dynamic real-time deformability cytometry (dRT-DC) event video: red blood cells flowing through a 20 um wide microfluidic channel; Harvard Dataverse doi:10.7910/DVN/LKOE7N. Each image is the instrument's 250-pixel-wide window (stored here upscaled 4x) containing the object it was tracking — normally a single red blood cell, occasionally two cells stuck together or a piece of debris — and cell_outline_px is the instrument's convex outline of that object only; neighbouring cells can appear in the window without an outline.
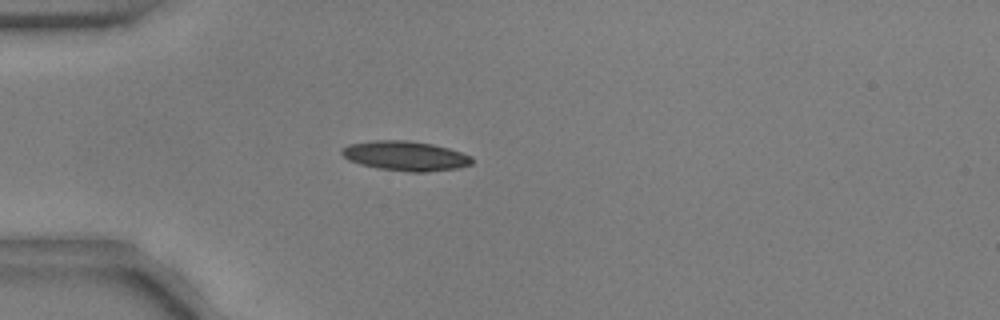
{"species": "common noctule bat (a hibernating species)", "species_latin": "Nyctalus noctula", "temperature_condition": "warm", "stored_images_in_passage": 45, "camera_frame_rate_fps": 3000, "um_per_image_px": 0.085, "animal": {"sex": "male", "body_mass_g": 17.9, "forearm_length_mm": 54.2}, "frame": {"image": 1, "passage_image": 7, "time_ms": 2.0, "image_size_px": [1000, 320], "cell_outline_px": [[472, 164], [460, 168], [424, 172], [412, 172], [376, 168], [360, 164], [348, 160], [340, 152], [348, 144], [372, 140], [408, 140], [432, 144], [448, 148], [472, 156]], "centroid_in_image_um": [34.46, 13.25], "position_along_channel_um": 50.5, "area_um2": 22.54}}
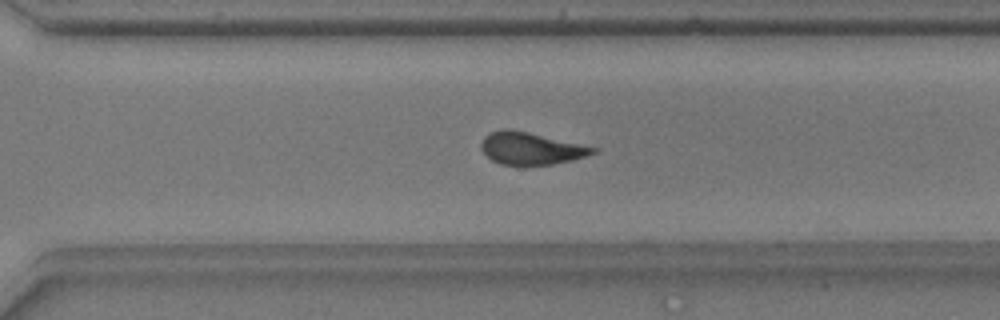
{"frame": {"image": 2, "passage_image": 30, "time_ms": 9.667, "image_size_px": [1000, 320], "cell_outline_px": [[600, 152], [572, 160], [552, 164], [500, 164], [492, 160], [480, 148], [480, 144], [484, 136], [488, 132], [504, 128], [508, 128], [528, 132], [600, 148]], "centroid_in_image_um": [45.15, 12.59], "position_along_channel_um": 325.5, "area_um2": 21.04}}
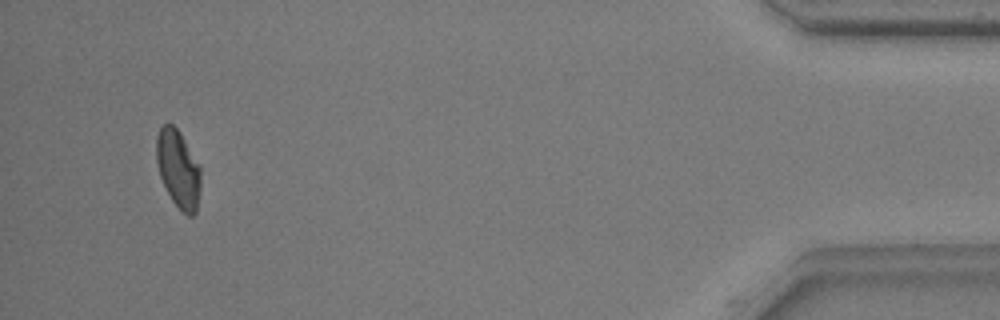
{"frame": {"image": 3, "passage_image": 43, "time_ms": 14.0, "image_size_px": [1000, 320], "cell_outline_px": [[200, 188], [196, 212], [192, 216], [188, 216], [172, 200], [160, 176], [156, 160], [156, 136], [160, 128], [164, 124], [172, 124], [180, 132], [200, 164]], "centroid_in_image_um": [15.15, 14.33], "position_along_channel_um": 420.0, "area_um2": 20.0}, "authors_computed_cell_mechanics": {"area_um2": 21.6172, "velocity_mm_per_s": 3.7675, "shape_relaxation_time_tau1_ms": 2.3305, "shape_relaxation_time_tau2_ms": 3.9173, "deformation_change_tau1": 0.0947, "deformation_change_tau2": 0.1154}}